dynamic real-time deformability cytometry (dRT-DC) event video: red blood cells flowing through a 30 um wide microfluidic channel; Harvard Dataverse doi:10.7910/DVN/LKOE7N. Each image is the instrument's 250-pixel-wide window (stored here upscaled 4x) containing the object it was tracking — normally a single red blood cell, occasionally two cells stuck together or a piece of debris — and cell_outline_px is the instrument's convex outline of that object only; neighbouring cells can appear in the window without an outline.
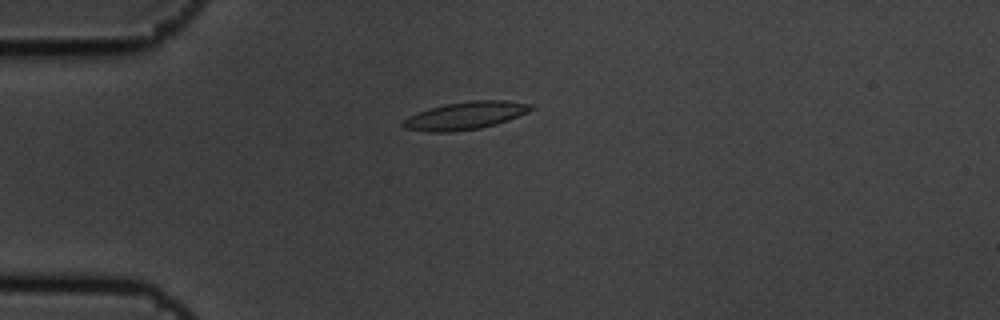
{"species": "common noctule bat (a hibernating species)", "species_latin": "Nyctalus noctula", "temperature_condition": "cold", "stored_images_in_passage": 7, "camera_frame_rate_fps": 3000, "um_per_image_px": 0.085, "animal": {"sex": "male", "body_mass_g": 19.5, "forearm_length_mm": 54.6}, "frame": {"image": 1, "passage_image": 2, "time_ms": 0.333, "image_size_px": [1000, 320], "cell_outline_px": [[536, 108], [528, 112], [508, 120], [496, 124], [480, 128], [452, 132], [428, 132], [404, 128], [400, 124], [408, 116], [428, 108], [444, 104], [472, 100], [508, 100], [532, 104]], "centroid_in_image_um": [39.56, 9.82], "position_along_channel_um": 45.4, "area_um2": 20.87}}
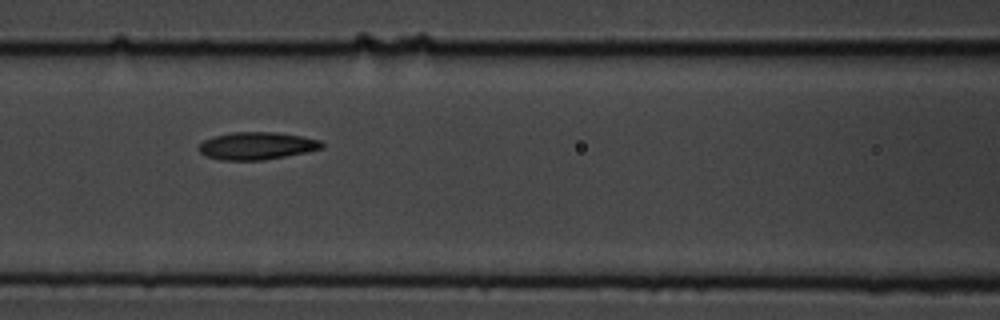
{"frame": {"image": 2, "passage_image": 5, "time_ms": 1.333, "image_size_px": [1000, 320], "cell_outline_px": [[324, 148], [264, 160], [220, 160], [204, 156], [200, 152], [200, 144], [204, 140], [212, 136], [232, 132], [276, 132], [300, 136], [320, 140], [324, 144]], "centroid_in_image_um": [21.8, 12.39], "position_along_channel_um": 144.8, "area_um2": 19.65}}
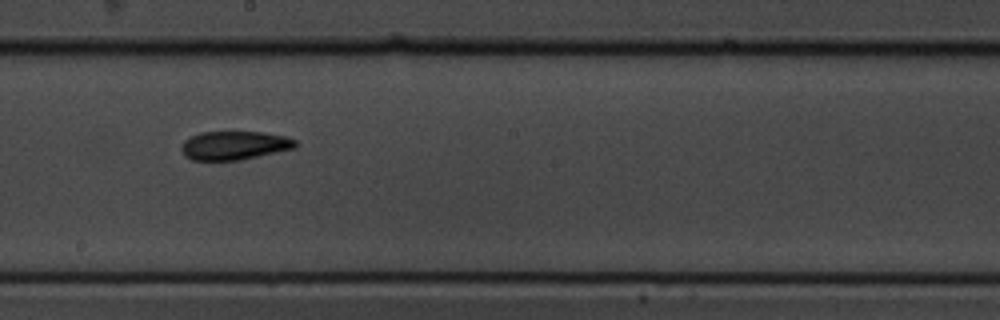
{"frame": {"image": 3, "passage_image": 7, "time_ms": 2.0, "image_size_px": [1000, 320], "cell_outline_px": [[300, 144], [296, 148], [240, 160], [192, 160], [184, 156], [180, 148], [180, 144], [184, 140], [200, 132], [264, 132], [284, 136], [296, 140]], "centroid_in_image_um": [19.92, 12.36], "position_along_channel_um": 228.3, "area_um2": 19.25}}